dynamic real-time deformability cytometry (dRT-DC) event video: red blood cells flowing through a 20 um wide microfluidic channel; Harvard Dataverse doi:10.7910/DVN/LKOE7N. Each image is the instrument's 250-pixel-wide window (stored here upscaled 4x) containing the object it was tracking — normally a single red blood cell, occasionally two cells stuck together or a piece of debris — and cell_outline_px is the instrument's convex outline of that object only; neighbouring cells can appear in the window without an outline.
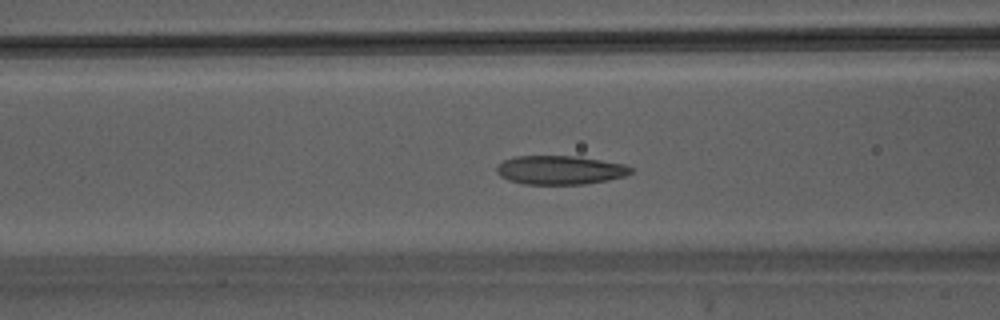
{"species": "Egyptian fruit bat (a non-hibernating species)", "species_latin": "Rousettus aegyptiacus", "temperature_condition": "warm", "stored_images_in_passage": 46, "camera_frame_rate_fps": 3000, "um_per_image_px": 0.085, "animal": {"sex": "male"}, "frame": {"image": 1, "passage_image": 18, "time_ms": 5.667, "image_size_px": [1000, 320], "cell_outline_px": [[632, 172], [624, 176], [608, 180], [584, 184], [524, 184], [508, 180], [500, 176], [496, 172], [496, 168], [504, 160], [516, 156], [580, 156], [624, 164], [632, 168]], "centroid_in_image_um": [47.6, 14.45], "position_along_channel_um": 119.0, "area_um2": 22.54}}
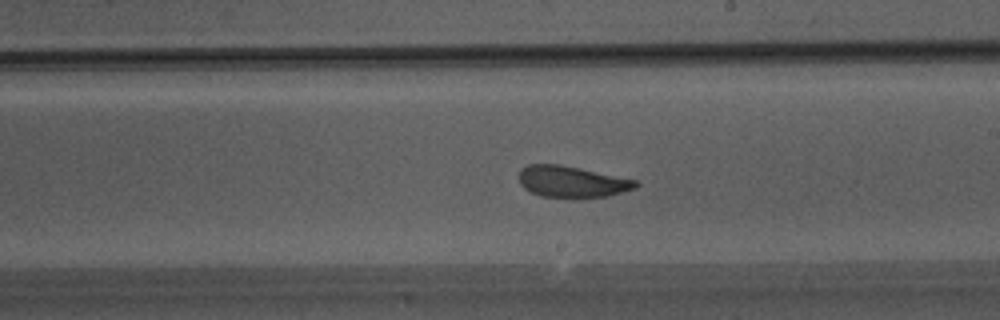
{"frame": {"image": 2, "passage_image": 26, "time_ms": 8.333, "image_size_px": [1000, 320], "cell_outline_px": [[640, 184], [636, 188], [608, 196], [576, 200], [540, 196], [524, 188], [520, 184], [520, 168], [528, 164], [560, 164], [580, 168], [636, 180]], "centroid_in_image_um": [48.61, 15.48], "position_along_channel_um": 240.4, "area_um2": 21.91}}
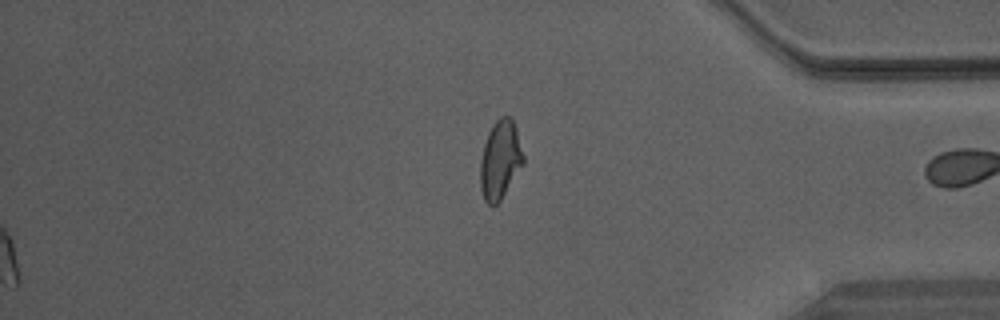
{"frame": {"image": 3, "passage_image": 46, "time_ms": 15.0, "image_size_px": [1000, 320], "cell_outline_px": [[524, 164], [500, 200], [496, 204], [488, 204], [484, 200], [480, 188], [480, 160], [484, 144], [488, 132], [492, 124], [500, 116], [508, 116], [512, 120], [516, 128], [524, 156]], "centroid_in_image_um": [42.51, 13.57], "position_along_channel_um": 392.7, "area_um2": 19.71}}